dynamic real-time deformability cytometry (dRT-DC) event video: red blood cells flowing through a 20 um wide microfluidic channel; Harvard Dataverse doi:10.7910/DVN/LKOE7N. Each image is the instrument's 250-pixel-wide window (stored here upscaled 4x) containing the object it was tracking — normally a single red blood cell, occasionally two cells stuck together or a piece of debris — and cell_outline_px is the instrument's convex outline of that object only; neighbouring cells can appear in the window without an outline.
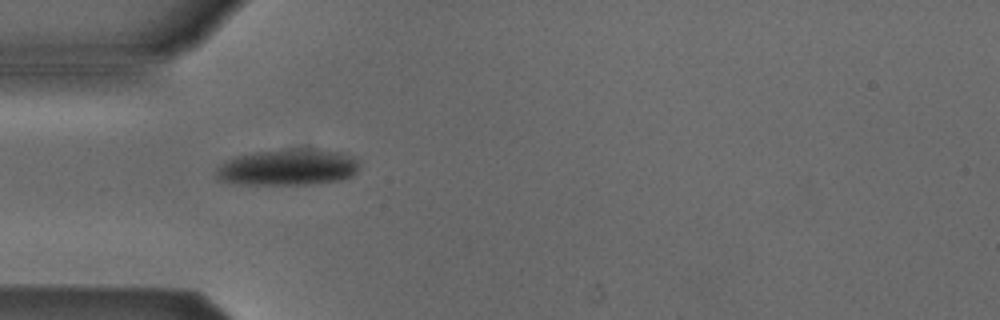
{"species": "Egyptian fruit bat (a non-hibernating species)", "species_latin": "Rousettus aegyptiacus", "temperature_condition": "cold", "stored_images_in_passage": 5, "camera_frame_rate_fps": 3000, "um_per_image_px": 0.085, "animal": {"sex": "male"}, "frame": {"image": 1, "passage_image": 4, "time_ms": 4.333, "image_size_px": [1000, 320], "cell_outline_px": [[356, 172], [352, 176], [340, 180], [308, 184], [236, 184], [220, 180], [216, 176], [216, 168], [220, 164], [236, 156], [256, 152], [280, 148], [304, 148], [340, 152], [352, 156], [356, 160]], "centroid_in_image_um": [24.43, 14.21], "position_along_channel_um": 60.6, "area_um2": 30.29}}
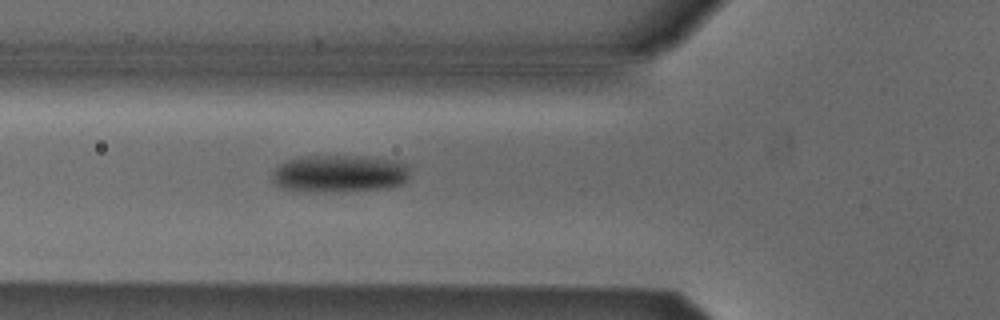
{"frame": {"image": 2, "passage_image": 5, "time_ms": 5.333, "image_size_px": [1000, 320], "cell_outline_px": [[408, 180], [404, 184], [388, 188], [284, 188], [276, 184], [272, 180], [272, 172], [280, 164], [288, 160], [304, 156], [356, 156], [388, 160], [404, 164], [408, 168]], "centroid_in_image_um": [28.88, 14.69], "position_along_channel_um": 96.9, "area_um2": 28.03}}